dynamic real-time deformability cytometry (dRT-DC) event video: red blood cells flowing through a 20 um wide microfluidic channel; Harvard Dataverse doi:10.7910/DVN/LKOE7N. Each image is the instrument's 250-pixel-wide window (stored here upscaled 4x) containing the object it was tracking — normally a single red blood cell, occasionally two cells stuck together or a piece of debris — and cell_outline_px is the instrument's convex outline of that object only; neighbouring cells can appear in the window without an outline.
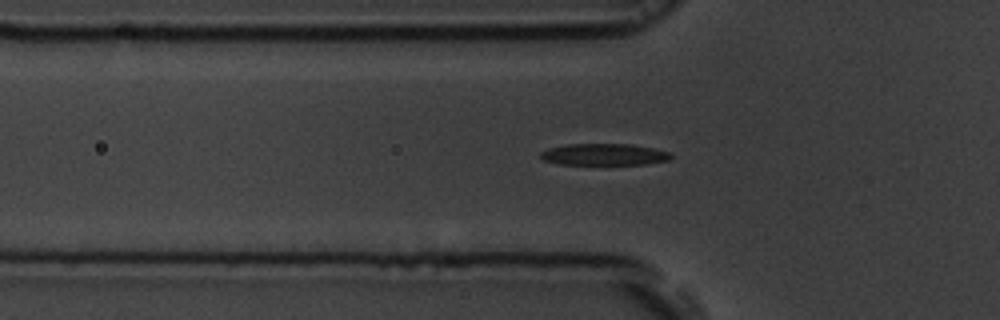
{"species": "common noctule bat (a hibernating species)", "species_latin": "Nyctalus noctula", "temperature_condition": "room temperature", "stored_images_in_passage": 56, "camera_frame_rate_fps": 3000, "um_per_image_px": 0.085, "animal": {"sex": "male", "body_mass_g": 19.5, "forearm_length_mm": 54.6}, "frame": {"image": 1, "passage_image": 18, "time_ms": 5.667, "image_size_px": [1000, 320], "cell_outline_px": [[672, 156], [668, 160], [644, 164], [560, 164], [544, 160], [540, 156], [540, 152], [548, 148], [568, 144], [632, 144], [672, 152]], "centroid_in_image_um": [51.35, 13.12], "position_along_channel_um": 74.4, "area_um2": 16.36}}
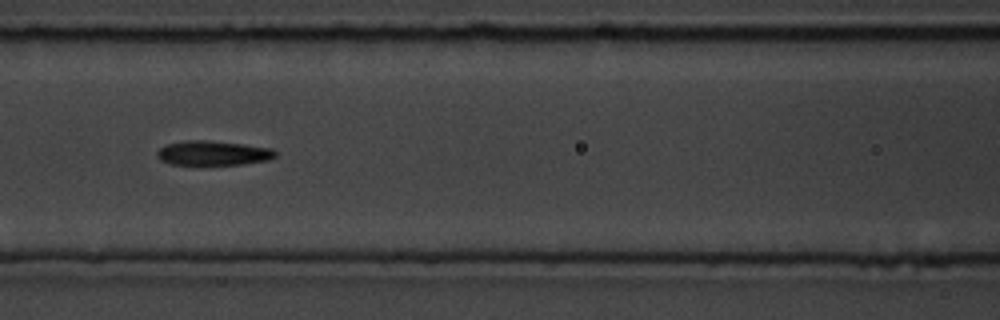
{"frame": {"image": 2, "passage_image": 24, "time_ms": 7.667, "image_size_px": [1000, 320], "cell_outline_px": [[276, 156], [268, 160], [244, 164], [172, 164], [160, 160], [156, 156], [156, 152], [160, 148], [168, 144], [184, 140], [208, 140], [244, 144], [272, 148], [276, 152]], "centroid_in_image_um": [18.11, 13.0], "position_along_channel_um": 148.5, "area_um2": 16.88}}
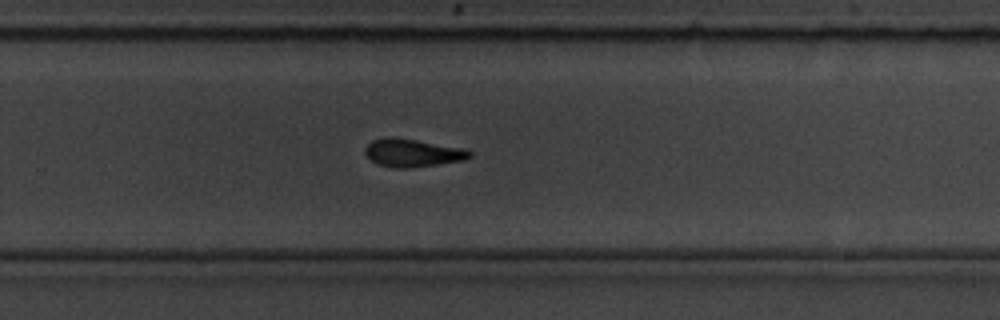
{"frame": {"image": 3, "passage_image": 36, "time_ms": 11.667, "image_size_px": [1000, 320], "cell_outline_px": [[472, 156], [464, 160], [408, 168], [392, 168], [376, 164], [364, 152], [364, 148], [372, 140], [388, 136], [392, 136], [464, 148], [472, 152]], "centroid_in_image_um": [35.04, 12.99], "position_along_channel_um": 294.8, "area_um2": 17.05}, "authors_computed_cell_mechanics": {"area_um2": 16.762, "velocity_mm_per_s": 3.6717, "shape_relaxation_time_tau1_ms": 3.5296, "shape_relaxation_time_tau2_ms": 1.398, "deformation_change_tau1": 0.1763, "deformation_change_tau2": 0.0945}}